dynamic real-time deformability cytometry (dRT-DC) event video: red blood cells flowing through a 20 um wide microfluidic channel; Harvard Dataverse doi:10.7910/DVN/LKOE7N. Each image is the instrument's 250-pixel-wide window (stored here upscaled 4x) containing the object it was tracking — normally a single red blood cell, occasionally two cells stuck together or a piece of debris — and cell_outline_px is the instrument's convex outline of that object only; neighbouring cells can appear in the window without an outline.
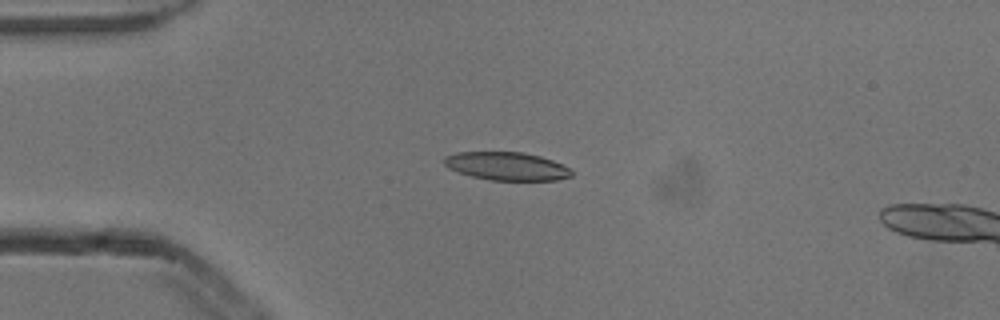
{"species": "common noctule bat (a hibernating species)", "species_latin": "Nyctalus noctula", "temperature_condition": "cold", "stored_images_in_passage": 4, "camera_frame_rate_fps": 3000, "um_per_image_px": 0.085, "animal": {"sex": "male", "body_mass_g": 13.3}, "frame": {"image": 1, "passage_image": 4, "time_ms": 1.0, "image_size_px": [1000, 320], "cell_outline_px": [[572, 176], [556, 180], [488, 180], [472, 176], [448, 168], [444, 164], [444, 156], [456, 152], [524, 152], [540, 156], [552, 160], [568, 168], [572, 172]], "centroid_in_image_um": [43.04, 14.12], "position_along_channel_um": 42.0, "area_um2": 20.81}}